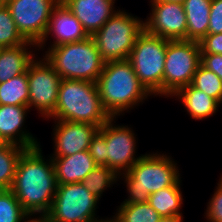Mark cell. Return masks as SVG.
<instances>
[{
	"instance_id": "cell-1",
	"label": "cell",
	"mask_w": 222,
	"mask_h": 222,
	"mask_svg": "<svg viewBox=\"0 0 222 222\" xmlns=\"http://www.w3.org/2000/svg\"><path fill=\"white\" fill-rule=\"evenodd\" d=\"M41 147L22 152L10 188L28 214H47L58 185L52 158L45 157Z\"/></svg>"
},
{
	"instance_id": "cell-2",
	"label": "cell",
	"mask_w": 222,
	"mask_h": 222,
	"mask_svg": "<svg viewBox=\"0 0 222 222\" xmlns=\"http://www.w3.org/2000/svg\"><path fill=\"white\" fill-rule=\"evenodd\" d=\"M96 84L103 107L111 117L131 113L153 96L138 80L128 60L105 62Z\"/></svg>"
},
{
	"instance_id": "cell-3",
	"label": "cell",
	"mask_w": 222,
	"mask_h": 222,
	"mask_svg": "<svg viewBox=\"0 0 222 222\" xmlns=\"http://www.w3.org/2000/svg\"><path fill=\"white\" fill-rule=\"evenodd\" d=\"M169 154L146 152L128 172L119 175V183H125L127 193L120 204L147 202L150 194L173 186L182 178L177 160Z\"/></svg>"
},
{
	"instance_id": "cell-4",
	"label": "cell",
	"mask_w": 222,
	"mask_h": 222,
	"mask_svg": "<svg viewBox=\"0 0 222 222\" xmlns=\"http://www.w3.org/2000/svg\"><path fill=\"white\" fill-rule=\"evenodd\" d=\"M111 116L103 107L97 84L86 80L61 79L53 114L46 120L88 123L101 127Z\"/></svg>"
},
{
	"instance_id": "cell-5",
	"label": "cell",
	"mask_w": 222,
	"mask_h": 222,
	"mask_svg": "<svg viewBox=\"0 0 222 222\" xmlns=\"http://www.w3.org/2000/svg\"><path fill=\"white\" fill-rule=\"evenodd\" d=\"M45 49L47 51H45ZM61 79L86 80L96 83L104 61L94 39L88 38L54 47H38V51Z\"/></svg>"
},
{
	"instance_id": "cell-6",
	"label": "cell",
	"mask_w": 222,
	"mask_h": 222,
	"mask_svg": "<svg viewBox=\"0 0 222 222\" xmlns=\"http://www.w3.org/2000/svg\"><path fill=\"white\" fill-rule=\"evenodd\" d=\"M120 9L92 36L104 62L128 60L144 20Z\"/></svg>"
},
{
	"instance_id": "cell-7",
	"label": "cell",
	"mask_w": 222,
	"mask_h": 222,
	"mask_svg": "<svg viewBox=\"0 0 222 222\" xmlns=\"http://www.w3.org/2000/svg\"><path fill=\"white\" fill-rule=\"evenodd\" d=\"M166 48L167 39L152 35L144 29L138 35L128 57L138 80L153 97H163Z\"/></svg>"
},
{
	"instance_id": "cell-8",
	"label": "cell",
	"mask_w": 222,
	"mask_h": 222,
	"mask_svg": "<svg viewBox=\"0 0 222 222\" xmlns=\"http://www.w3.org/2000/svg\"><path fill=\"white\" fill-rule=\"evenodd\" d=\"M99 201L81 182L58 184L47 215L52 222H109L97 215Z\"/></svg>"
},
{
	"instance_id": "cell-9",
	"label": "cell",
	"mask_w": 222,
	"mask_h": 222,
	"mask_svg": "<svg viewBox=\"0 0 222 222\" xmlns=\"http://www.w3.org/2000/svg\"><path fill=\"white\" fill-rule=\"evenodd\" d=\"M201 64V46L193 40H167L163 74V97L169 98L190 85Z\"/></svg>"
},
{
	"instance_id": "cell-10",
	"label": "cell",
	"mask_w": 222,
	"mask_h": 222,
	"mask_svg": "<svg viewBox=\"0 0 222 222\" xmlns=\"http://www.w3.org/2000/svg\"><path fill=\"white\" fill-rule=\"evenodd\" d=\"M29 84L28 107L38 111V117L48 119L54 112L58 100L61 77L43 56L36 58L27 68Z\"/></svg>"
},
{
	"instance_id": "cell-11",
	"label": "cell",
	"mask_w": 222,
	"mask_h": 222,
	"mask_svg": "<svg viewBox=\"0 0 222 222\" xmlns=\"http://www.w3.org/2000/svg\"><path fill=\"white\" fill-rule=\"evenodd\" d=\"M116 120L118 117H111L100 130L107 143V167L120 175L128 172L144 154H137L138 138L132 126L118 125Z\"/></svg>"
},
{
	"instance_id": "cell-12",
	"label": "cell",
	"mask_w": 222,
	"mask_h": 222,
	"mask_svg": "<svg viewBox=\"0 0 222 222\" xmlns=\"http://www.w3.org/2000/svg\"><path fill=\"white\" fill-rule=\"evenodd\" d=\"M61 0H6L22 37L38 45L43 39L53 9Z\"/></svg>"
},
{
	"instance_id": "cell-13",
	"label": "cell",
	"mask_w": 222,
	"mask_h": 222,
	"mask_svg": "<svg viewBox=\"0 0 222 222\" xmlns=\"http://www.w3.org/2000/svg\"><path fill=\"white\" fill-rule=\"evenodd\" d=\"M150 12L144 18V29L167 40H187V20L179 3L148 1Z\"/></svg>"
},
{
	"instance_id": "cell-14",
	"label": "cell",
	"mask_w": 222,
	"mask_h": 222,
	"mask_svg": "<svg viewBox=\"0 0 222 222\" xmlns=\"http://www.w3.org/2000/svg\"><path fill=\"white\" fill-rule=\"evenodd\" d=\"M53 153L50 157H64L86 151L100 129L88 123L52 120Z\"/></svg>"
},
{
	"instance_id": "cell-15",
	"label": "cell",
	"mask_w": 222,
	"mask_h": 222,
	"mask_svg": "<svg viewBox=\"0 0 222 222\" xmlns=\"http://www.w3.org/2000/svg\"><path fill=\"white\" fill-rule=\"evenodd\" d=\"M31 110L27 106L0 105V138L26 149L41 145L38 138L27 130V115Z\"/></svg>"
},
{
	"instance_id": "cell-16",
	"label": "cell",
	"mask_w": 222,
	"mask_h": 222,
	"mask_svg": "<svg viewBox=\"0 0 222 222\" xmlns=\"http://www.w3.org/2000/svg\"><path fill=\"white\" fill-rule=\"evenodd\" d=\"M88 37L80 21L60 2L53 9L46 33L37 46L54 47L64 43L81 41Z\"/></svg>"
},
{
	"instance_id": "cell-17",
	"label": "cell",
	"mask_w": 222,
	"mask_h": 222,
	"mask_svg": "<svg viewBox=\"0 0 222 222\" xmlns=\"http://www.w3.org/2000/svg\"><path fill=\"white\" fill-rule=\"evenodd\" d=\"M80 21L88 36H93L119 10L116 0H61Z\"/></svg>"
},
{
	"instance_id": "cell-18",
	"label": "cell",
	"mask_w": 222,
	"mask_h": 222,
	"mask_svg": "<svg viewBox=\"0 0 222 222\" xmlns=\"http://www.w3.org/2000/svg\"><path fill=\"white\" fill-rule=\"evenodd\" d=\"M38 52V46L29 41L14 47L0 48V83L27 72L29 64L37 54L40 55Z\"/></svg>"
},
{
	"instance_id": "cell-19",
	"label": "cell",
	"mask_w": 222,
	"mask_h": 222,
	"mask_svg": "<svg viewBox=\"0 0 222 222\" xmlns=\"http://www.w3.org/2000/svg\"><path fill=\"white\" fill-rule=\"evenodd\" d=\"M51 158L57 184L80 183L97 166L88 150Z\"/></svg>"
},
{
	"instance_id": "cell-20",
	"label": "cell",
	"mask_w": 222,
	"mask_h": 222,
	"mask_svg": "<svg viewBox=\"0 0 222 222\" xmlns=\"http://www.w3.org/2000/svg\"><path fill=\"white\" fill-rule=\"evenodd\" d=\"M178 100L186 114L194 120H205L219 111L221 104L211 96L193 87L191 84L180 88L169 99Z\"/></svg>"
},
{
	"instance_id": "cell-21",
	"label": "cell",
	"mask_w": 222,
	"mask_h": 222,
	"mask_svg": "<svg viewBox=\"0 0 222 222\" xmlns=\"http://www.w3.org/2000/svg\"><path fill=\"white\" fill-rule=\"evenodd\" d=\"M212 0H185L187 40L200 42L208 34Z\"/></svg>"
},
{
	"instance_id": "cell-22",
	"label": "cell",
	"mask_w": 222,
	"mask_h": 222,
	"mask_svg": "<svg viewBox=\"0 0 222 222\" xmlns=\"http://www.w3.org/2000/svg\"><path fill=\"white\" fill-rule=\"evenodd\" d=\"M182 180L175 185L152 193L148 197V203L161 216L183 215L181 212L184 205L183 192L181 190Z\"/></svg>"
},
{
	"instance_id": "cell-23",
	"label": "cell",
	"mask_w": 222,
	"mask_h": 222,
	"mask_svg": "<svg viewBox=\"0 0 222 222\" xmlns=\"http://www.w3.org/2000/svg\"><path fill=\"white\" fill-rule=\"evenodd\" d=\"M29 84L27 72L0 83V105L27 106Z\"/></svg>"
},
{
	"instance_id": "cell-24",
	"label": "cell",
	"mask_w": 222,
	"mask_h": 222,
	"mask_svg": "<svg viewBox=\"0 0 222 222\" xmlns=\"http://www.w3.org/2000/svg\"><path fill=\"white\" fill-rule=\"evenodd\" d=\"M116 208L109 222H157L161 217L148 202L120 204Z\"/></svg>"
},
{
	"instance_id": "cell-25",
	"label": "cell",
	"mask_w": 222,
	"mask_h": 222,
	"mask_svg": "<svg viewBox=\"0 0 222 222\" xmlns=\"http://www.w3.org/2000/svg\"><path fill=\"white\" fill-rule=\"evenodd\" d=\"M119 175L107 166H96L86 177L81 181L91 194L95 195L99 200L103 196V192L117 185L119 186Z\"/></svg>"
},
{
	"instance_id": "cell-26",
	"label": "cell",
	"mask_w": 222,
	"mask_h": 222,
	"mask_svg": "<svg viewBox=\"0 0 222 222\" xmlns=\"http://www.w3.org/2000/svg\"><path fill=\"white\" fill-rule=\"evenodd\" d=\"M26 148L4 143L0 146V189H10L19 157Z\"/></svg>"
},
{
	"instance_id": "cell-27",
	"label": "cell",
	"mask_w": 222,
	"mask_h": 222,
	"mask_svg": "<svg viewBox=\"0 0 222 222\" xmlns=\"http://www.w3.org/2000/svg\"><path fill=\"white\" fill-rule=\"evenodd\" d=\"M191 85L216 99L222 105V80L202 64L196 70Z\"/></svg>"
},
{
	"instance_id": "cell-28",
	"label": "cell",
	"mask_w": 222,
	"mask_h": 222,
	"mask_svg": "<svg viewBox=\"0 0 222 222\" xmlns=\"http://www.w3.org/2000/svg\"><path fill=\"white\" fill-rule=\"evenodd\" d=\"M27 41L19 33L9 8H0V48L22 45Z\"/></svg>"
},
{
	"instance_id": "cell-29",
	"label": "cell",
	"mask_w": 222,
	"mask_h": 222,
	"mask_svg": "<svg viewBox=\"0 0 222 222\" xmlns=\"http://www.w3.org/2000/svg\"><path fill=\"white\" fill-rule=\"evenodd\" d=\"M27 215L10 189H0V222H22Z\"/></svg>"
},
{
	"instance_id": "cell-30",
	"label": "cell",
	"mask_w": 222,
	"mask_h": 222,
	"mask_svg": "<svg viewBox=\"0 0 222 222\" xmlns=\"http://www.w3.org/2000/svg\"><path fill=\"white\" fill-rule=\"evenodd\" d=\"M215 188L203 215L207 222H222V175Z\"/></svg>"
},
{
	"instance_id": "cell-31",
	"label": "cell",
	"mask_w": 222,
	"mask_h": 222,
	"mask_svg": "<svg viewBox=\"0 0 222 222\" xmlns=\"http://www.w3.org/2000/svg\"><path fill=\"white\" fill-rule=\"evenodd\" d=\"M106 146L105 135L99 129L93 136L88 148V152L97 166H107Z\"/></svg>"
},
{
	"instance_id": "cell-32",
	"label": "cell",
	"mask_w": 222,
	"mask_h": 222,
	"mask_svg": "<svg viewBox=\"0 0 222 222\" xmlns=\"http://www.w3.org/2000/svg\"><path fill=\"white\" fill-rule=\"evenodd\" d=\"M222 33V0H212L208 34Z\"/></svg>"
},
{
	"instance_id": "cell-33",
	"label": "cell",
	"mask_w": 222,
	"mask_h": 222,
	"mask_svg": "<svg viewBox=\"0 0 222 222\" xmlns=\"http://www.w3.org/2000/svg\"><path fill=\"white\" fill-rule=\"evenodd\" d=\"M199 43L201 54H222V33L207 34Z\"/></svg>"
},
{
	"instance_id": "cell-34",
	"label": "cell",
	"mask_w": 222,
	"mask_h": 222,
	"mask_svg": "<svg viewBox=\"0 0 222 222\" xmlns=\"http://www.w3.org/2000/svg\"><path fill=\"white\" fill-rule=\"evenodd\" d=\"M201 64L222 80V54H201Z\"/></svg>"
},
{
	"instance_id": "cell-35",
	"label": "cell",
	"mask_w": 222,
	"mask_h": 222,
	"mask_svg": "<svg viewBox=\"0 0 222 222\" xmlns=\"http://www.w3.org/2000/svg\"><path fill=\"white\" fill-rule=\"evenodd\" d=\"M22 222H52V221L47 214H28L22 220Z\"/></svg>"
},
{
	"instance_id": "cell-36",
	"label": "cell",
	"mask_w": 222,
	"mask_h": 222,
	"mask_svg": "<svg viewBox=\"0 0 222 222\" xmlns=\"http://www.w3.org/2000/svg\"><path fill=\"white\" fill-rule=\"evenodd\" d=\"M184 215L177 216H161L157 222H184Z\"/></svg>"
},
{
	"instance_id": "cell-37",
	"label": "cell",
	"mask_w": 222,
	"mask_h": 222,
	"mask_svg": "<svg viewBox=\"0 0 222 222\" xmlns=\"http://www.w3.org/2000/svg\"><path fill=\"white\" fill-rule=\"evenodd\" d=\"M151 1H165V2H171V3H179L184 4L185 0H151Z\"/></svg>"
},
{
	"instance_id": "cell-38",
	"label": "cell",
	"mask_w": 222,
	"mask_h": 222,
	"mask_svg": "<svg viewBox=\"0 0 222 222\" xmlns=\"http://www.w3.org/2000/svg\"><path fill=\"white\" fill-rule=\"evenodd\" d=\"M6 5V0H0V8Z\"/></svg>"
},
{
	"instance_id": "cell-39",
	"label": "cell",
	"mask_w": 222,
	"mask_h": 222,
	"mask_svg": "<svg viewBox=\"0 0 222 222\" xmlns=\"http://www.w3.org/2000/svg\"><path fill=\"white\" fill-rule=\"evenodd\" d=\"M5 142L0 138V146H2Z\"/></svg>"
}]
</instances>
